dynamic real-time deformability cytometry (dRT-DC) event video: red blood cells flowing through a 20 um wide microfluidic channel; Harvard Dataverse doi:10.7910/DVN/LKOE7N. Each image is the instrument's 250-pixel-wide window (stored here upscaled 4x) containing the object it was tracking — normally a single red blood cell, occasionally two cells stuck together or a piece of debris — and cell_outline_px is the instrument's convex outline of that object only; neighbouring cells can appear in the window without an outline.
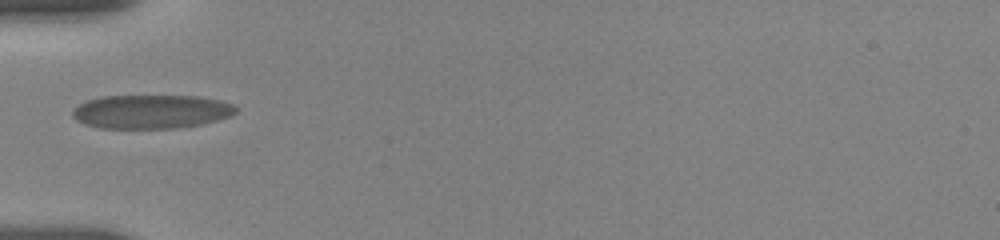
{"species": "human", "species_latin": "Homo sapiens", "temperature_condition": "room temperature", "stored_images_in_passage": 2, "camera_frame_rate_fps": 3000, "um_per_image_px": 0.085, "donor": {"sex": "female"}, "frame": {"image": 1, "passage_image": 1, "time_ms": 0.0, "image_size_px": [1000, 240], "cell_outline_px": [[236, 112], [232, 116], [200, 124], [176, 128], [100, 128], [84, 124], [76, 120], [72, 116], [72, 108], [84, 100], [100, 96], [200, 96], [220, 100], [232, 104], [236, 108]], "centroid_in_image_um": [12.8, 9.48], "position_along_channel_um": 72.2, "area_um2": 32.43}}